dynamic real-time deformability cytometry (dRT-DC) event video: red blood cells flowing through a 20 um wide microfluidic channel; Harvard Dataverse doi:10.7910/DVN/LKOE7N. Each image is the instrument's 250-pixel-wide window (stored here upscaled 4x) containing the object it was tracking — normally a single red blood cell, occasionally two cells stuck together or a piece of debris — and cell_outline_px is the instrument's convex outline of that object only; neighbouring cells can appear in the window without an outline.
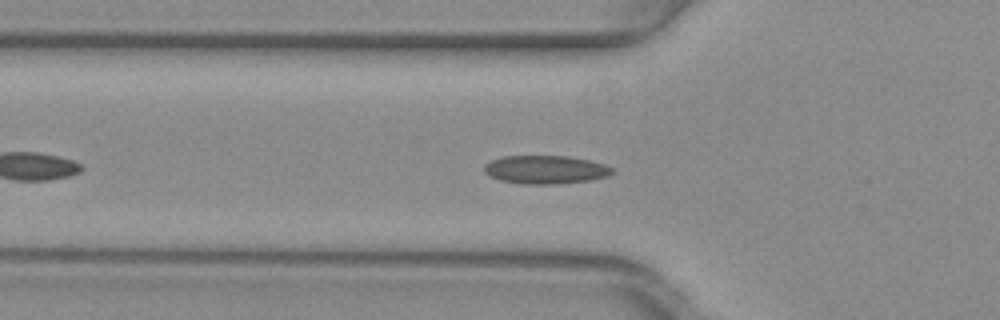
{"species": "common noctule bat (a hibernating species)", "species_latin": "Nyctalus noctula", "temperature_condition": "warm", "stored_images_in_passage": 41, "camera_frame_rate_fps": 3000, "um_per_image_px": 0.085, "animal": {"sex": "female", "body_mass_g": 29.2, "forearm_length_mm": 56.3}, "frame": {"image": 1, "passage_image": 9, "time_ms": 2.667, "image_size_px": [1000, 320], "cell_outline_px": [[612, 172], [608, 176], [588, 180], [556, 184], [524, 184], [500, 180], [484, 172], [484, 164], [492, 160], [504, 156], [568, 156], [588, 160], [604, 164], [612, 168]], "centroid_in_image_um": [46.35, 14.41], "position_along_channel_um": 79.5, "area_um2": 20.92}}
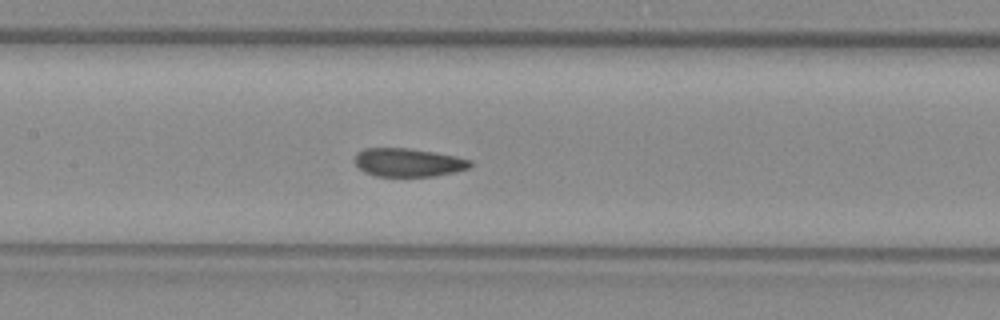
{"frame": {"image": 2, "passage_image": 16, "time_ms": 5.0, "image_size_px": [1000, 320], "cell_outline_px": [[472, 168], [456, 172], [432, 176], [376, 176], [364, 172], [356, 164], [356, 152], [364, 148], [408, 148], [436, 152], [456, 156], [472, 160]], "centroid_in_image_um": [34.75, 13.8], "position_along_channel_um": 172.7, "area_um2": 19.25}}
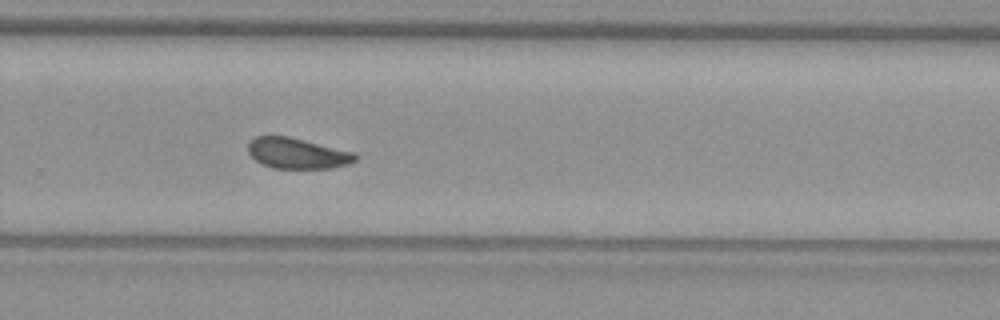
{"frame": {"image": 3, "passage_image": 26, "time_ms": 8.333, "image_size_px": [1000, 320], "cell_outline_px": [[356, 160], [348, 164], [332, 168], [272, 168], [260, 164], [248, 152], [248, 140], [256, 136], [288, 136], [356, 152]], "centroid_in_image_um": [25.25, 13.03], "position_along_channel_um": 304.5, "area_um2": 19.31}, "authors_computed_cell_mechanics": {"area_um2": 19.8254, "velocity_mm_per_s": 3.9742, "shape_relaxation_time_tau1_ms": 5.1406, "shape_relaxation_time_tau2_ms": 1.2785, "deformation_change_tau1": 0.1037, "deformation_change_tau2": 0.0626}}